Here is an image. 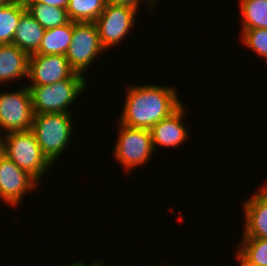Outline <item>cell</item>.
<instances>
[{"label": "cell", "instance_id": "cell-12", "mask_svg": "<svg viewBox=\"0 0 267 266\" xmlns=\"http://www.w3.org/2000/svg\"><path fill=\"white\" fill-rule=\"evenodd\" d=\"M244 232L242 238L267 239V183L243 203Z\"/></svg>", "mask_w": 267, "mask_h": 266}, {"label": "cell", "instance_id": "cell-23", "mask_svg": "<svg viewBox=\"0 0 267 266\" xmlns=\"http://www.w3.org/2000/svg\"><path fill=\"white\" fill-rule=\"evenodd\" d=\"M25 3H43L53 7L67 8L68 0H24Z\"/></svg>", "mask_w": 267, "mask_h": 266}, {"label": "cell", "instance_id": "cell-15", "mask_svg": "<svg viewBox=\"0 0 267 266\" xmlns=\"http://www.w3.org/2000/svg\"><path fill=\"white\" fill-rule=\"evenodd\" d=\"M73 22L46 29L35 54L41 55H66L67 49L72 41Z\"/></svg>", "mask_w": 267, "mask_h": 266}, {"label": "cell", "instance_id": "cell-26", "mask_svg": "<svg viewBox=\"0 0 267 266\" xmlns=\"http://www.w3.org/2000/svg\"><path fill=\"white\" fill-rule=\"evenodd\" d=\"M236 259H238L239 261V266H250V265H247L237 254H236Z\"/></svg>", "mask_w": 267, "mask_h": 266}, {"label": "cell", "instance_id": "cell-14", "mask_svg": "<svg viewBox=\"0 0 267 266\" xmlns=\"http://www.w3.org/2000/svg\"><path fill=\"white\" fill-rule=\"evenodd\" d=\"M44 32L42 25L26 10L21 15L12 44L30 56L38 51Z\"/></svg>", "mask_w": 267, "mask_h": 266}, {"label": "cell", "instance_id": "cell-7", "mask_svg": "<svg viewBox=\"0 0 267 266\" xmlns=\"http://www.w3.org/2000/svg\"><path fill=\"white\" fill-rule=\"evenodd\" d=\"M139 9L129 5L106 4L95 24L98 28L102 47L107 51L116 47L135 26V16Z\"/></svg>", "mask_w": 267, "mask_h": 266}, {"label": "cell", "instance_id": "cell-3", "mask_svg": "<svg viewBox=\"0 0 267 266\" xmlns=\"http://www.w3.org/2000/svg\"><path fill=\"white\" fill-rule=\"evenodd\" d=\"M70 113H42L33 118L31 131L47 159L54 165L71 143L74 125Z\"/></svg>", "mask_w": 267, "mask_h": 266}, {"label": "cell", "instance_id": "cell-22", "mask_svg": "<svg viewBox=\"0 0 267 266\" xmlns=\"http://www.w3.org/2000/svg\"><path fill=\"white\" fill-rule=\"evenodd\" d=\"M157 0H143V2H146L147 5V9L150 7L151 10H154V6H155V2ZM108 3H112V4H119V5H129L132 7H135L137 9L140 8V6H138L141 3V0H107Z\"/></svg>", "mask_w": 267, "mask_h": 266}, {"label": "cell", "instance_id": "cell-8", "mask_svg": "<svg viewBox=\"0 0 267 266\" xmlns=\"http://www.w3.org/2000/svg\"><path fill=\"white\" fill-rule=\"evenodd\" d=\"M34 118L30 90L27 86L0 93V128L4 134L31 130Z\"/></svg>", "mask_w": 267, "mask_h": 266}, {"label": "cell", "instance_id": "cell-1", "mask_svg": "<svg viewBox=\"0 0 267 266\" xmlns=\"http://www.w3.org/2000/svg\"><path fill=\"white\" fill-rule=\"evenodd\" d=\"M119 122L132 128L151 129L169 117L183 102L175 87L158 84L128 86Z\"/></svg>", "mask_w": 267, "mask_h": 266}, {"label": "cell", "instance_id": "cell-13", "mask_svg": "<svg viewBox=\"0 0 267 266\" xmlns=\"http://www.w3.org/2000/svg\"><path fill=\"white\" fill-rule=\"evenodd\" d=\"M29 55L15 44H0V83L28 79Z\"/></svg>", "mask_w": 267, "mask_h": 266}, {"label": "cell", "instance_id": "cell-9", "mask_svg": "<svg viewBox=\"0 0 267 266\" xmlns=\"http://www.w3.org/2000/svg\"><path fill=\"white\" fill-rule=\"evenodd\" d=\"M39 183L5 155L0 159V199L18 207L28 192L35 191Z\"/></svg>", "mask_w": 267, "mask_h": 266}, {"label": "cell", "instance_id": "cell-17", "mask_svg": "<svg viewBox=\"0 0 267 266\" xmlns=\"http://www.w3.org/2000/svg\"><path fill=\"white\" fill-rule=\"evenodd\" d=\"M25 5L27 11L45 30L60 27L70 22L65 8L53 7L43 3H25Z\"/></svg>", "mask_w": 267, "mask_h": 266}, {"label": "cell", "instance_id": "cell-18", "mask_svg": "<svg viewBox=\"0 0 267 266\" xmlns=\"http://www.w3.org/2000/svg\"><path fill=\"white\" fill-rule=\"evenodd\" d=\"M242 31L245 29H267V0H239Z\"/></svg>", "mask_w": 267, "mask_h": 266}, {"label": "cell", "instance_id": "cell-10", "mask_svg": "<svg viewBox=\"0 0 267 266\" xmlns=\"http://www.w3.org/2000/svg\"><path fill=\"white\" fill-rule=\"evenodd\" d=\"M74 73L66 55L32 54L28 68V81L32 83L27 86L51 85L70 78Z\"/></svg>", "mask_w": 267, "mask_h": 266}, {"label": "cell", "instance_id": "cell-27", "mask_svg": "<svg viewBox=\"0 0 267 266\" xmlns=\"http://www.w3.org/2000/svg\"><path fill=\"white\" fill-rule=\"evenodd\" d=\"M12 0H0V7H3L9 4Z\"/></svg>", "mask_w": 267, "mask_h": 266}, {"label": "cell", "instance_id": "cell-24", "mask_svg": "<svg viewBox=\"0 0 267 266\" xmlns=\"http://www.w3.org/2000/svg\"><path fill=\"white\" fill-rule=\"evenodd\" d=\"M104 263L101 261H98V260H95L94 262H91L89 265L85 264L81 261H76L74 263H70L69 265H66V266H103Z\"/></svg>", "mask_w": 267, "mask_h": 266}, {"label": "cell", "instance_id": "cell-11", "mask_svg": "<svg viewBox=\"0 0 267 266\" xmlns=\"http://www.w3.org/2000/svg\"><path fill=\"white\" fill-rule=\"evenodd\" d=\"M185 106L182 104L175 112L169 117L162 119L155 124L151 129V139L154 152L160 146L166 148H177L183 142L187 143L189 138L188 129L183 124L185 117Z\"/></svg>", "mask_w": 267, "mask_h": 266}, {"label": "cell", "instance_id": "cell-25", "mask_svg": "<svg viewBox=\"0 0 267 266\" xmlns=\"http://www.w3.org/2000/svg\"><path fill=\"white\" fill-rule=\"evenodd\" d=\"M4 156V139L2 132L0 133V159Z\"/></svg>", "mask_w": 267, "mask_h": 266}, {"label": "cell", "instance_id": "cell-21", "mask_svg": "<svg viewBox=\"0 0 267 266\" xmlns=\"http://www.w3.org/2000/svg\"><path fill=\"white\" fill-rule=\"evenodd\" d=\"M240 36L243 45L266 59L267 63V29H245Z\"/></svg>", "mask_w": 267, "mask_h": 266}, {"label": "cell", "instance_id": "cell-4", "mask_svg": "<svg viewBox=\"0 0 267 266\" xmlns=\"http://www.w3.org/2000/svg\"><path fill=\"white\" fill-rule=\"evenodd\" d=\"M4 155L39 184L53 164L43 154L31 130L9 132L3 135Z\"/></svg>", "mask_w": 267, "mask_h": 266}, {"label": "cell", "instance_id": "cell-5", "mask_svg": "<svg viewBox=\"0 0 267 266\" xmlns=\"http://www.w3.org/2000/svg\"><path fill=\"white\" fill-rule=\"evenodd\" d=\"M119 123L113 155L126 171L147 164L154 153L150 129L132 128Z\"/></svg>", "mask_w": 267, "mask_h": 266}, {"label": "cell", "instance_id": "cell-19", "mask_svg": "<svg viewBox=\"0 0 267 266\" xmlns=\"http://www.w3.org/2000/svg\"><path fill=\"white\" fill-rule=\"evenodd\" d=\"M107 0H68L67 13L72 22H95Z\"/></svg>", "mask_w": 267, "mask_h": 266}, {"label": "cell", "instance_id": "cell-2", "mask_svg": "<svg viewBox=\"0 0 267 266\" xmlns=\"http://www.w3.org/2000/svg\"><path fill=\"white\" fill-rule=\"evenodd\" d=\"M30 90L34 115L69 113L70 106L87 90L84 75L75 72L70 78L51 85L27 86Z\"/></svg>", "mask_w": 267, "mask_h": 266}, {"label": "cell", "instance_id": "cell-20", "mask_svg": "<svg viewBox=\"0 0 267 266\" xmlns=\"http://www.w3.org/2000/svg\"><path fill=\"white\" fill-rule=\"evenodd\" d=\"M237 255L250 266H267V239L241 238Z\"/></svg>", "mask_w": 267, "mask_h": 266}, {"label": "cell", "instance_id": "cell-6", "mask_svg": "<svg viewBox=\"0 0 267 266\" xmlns=\"http://www.w3.org/2000/svg\"><path fill=\"white\" fill-rule=\"evenodd\" d=\"M98 28L95 22H73L72 41L67 49L66 58L70 67L77 73L85 74L96 57L104 54ZM102 52V53H101Z\"/></svg>", "mask_w": 267, "mask_h": 266}, {"label": "cell", "instance_id": "cell-16", "mask_svg": "<svg viewBox=\"0 0 267 266\" xmlns=\"http://www.w3.org/2000/svg\"><path fill=\"white\" fill-rule=\"evenodd\" d=\"M24 0H12L0 7V44L13 43L21 15L26 11Z\"/></svg>", "mask_w": 267, "mask_h": 266}]
</instances>
